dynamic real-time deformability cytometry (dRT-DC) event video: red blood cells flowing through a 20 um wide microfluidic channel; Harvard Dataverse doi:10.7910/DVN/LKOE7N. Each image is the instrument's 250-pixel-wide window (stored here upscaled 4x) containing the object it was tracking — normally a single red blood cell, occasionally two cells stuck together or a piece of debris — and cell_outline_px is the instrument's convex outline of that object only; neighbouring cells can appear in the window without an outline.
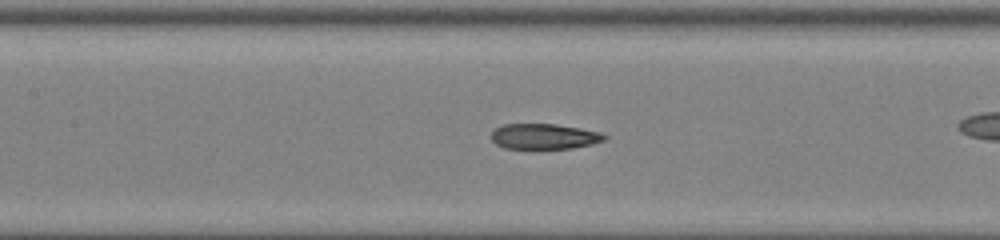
{"species": "common noctule bat (a hibernating species)", "species_latin": "Nyctalus noctula", "temperature_condition": "room temperature", "stored_images_in_passage": 41, "camera_frame_rate_fps": 3000, "um_per_image_px": 0.085, "animal": {"sex": "female", "body_mass_g": 22.0, "forearm_length_mm": 56.7}, "frame": {"image": 1, "passage_image": 24, "time_ms": 7.667, "image_size_px": [1000, 240], "cell_outline_px": [[608, 136], [604, 140], [592, 144], [572, 148], [504, 148], [496, 144], [492, 140], [492, 132], [496, 128], [504, 124], [556, 124], [580, 128], [600, 132]], "centroid_in_image_um": [46.26, 11.59], "position_along_channel_um": 161.1, "area_um2": 16.65}}
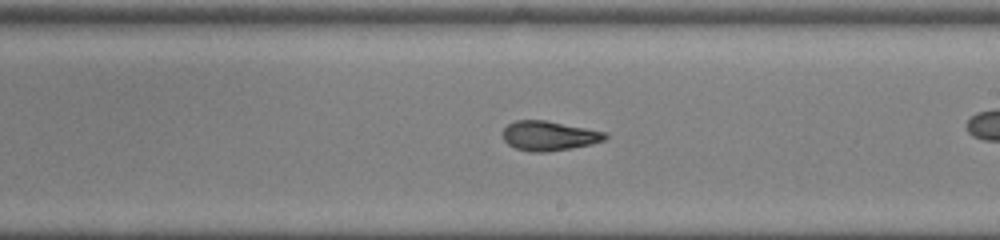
{"frame": {"image": 2, "passage_image": 30, "time_ms": 9.667, "image_size_px": [1000, 240], "cell_outline_px": [[608, 136], [604, 140], [592, 144], [572, 148], [548, 152], [528, 152], [516, 148], [508, 144], [504, 140], [504, 128], [508, 124], [516, 120], [544, 120], [608, 132]], "centroid_in_image_um": [46.69, 11.55], "position_along_channel_um": 242.3, "area_um2": 17.69}}